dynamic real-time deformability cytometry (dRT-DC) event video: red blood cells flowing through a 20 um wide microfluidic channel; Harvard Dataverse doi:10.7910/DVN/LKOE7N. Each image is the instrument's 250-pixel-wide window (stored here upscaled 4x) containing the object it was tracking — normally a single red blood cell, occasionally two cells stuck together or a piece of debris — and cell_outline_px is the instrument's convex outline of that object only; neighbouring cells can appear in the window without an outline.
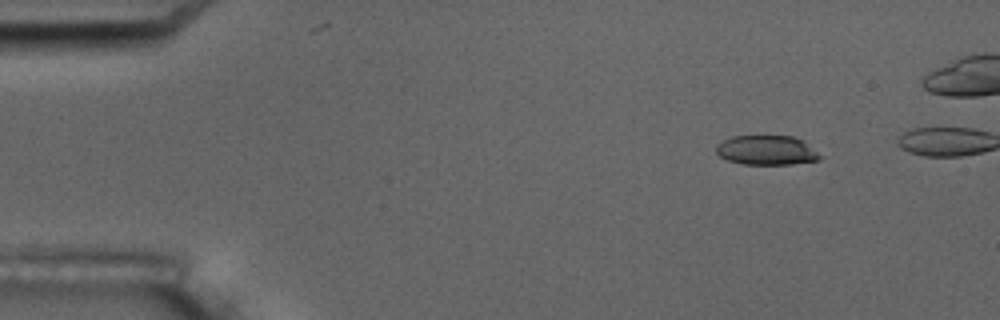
{"species": "common noctule bat (a hibernating species)", "species_latin": "Nyctalus noctula", "temperature_condition": "room temperature", "stored_images_in_passage": 6, "camera_frame_rate_fps": 3000, "um_per_image_px": 0.085, "animal": {"sex": "male", "body_mass_g": 17.5, "forearm_length_mm": 52.3}, "frame": {"image": 1, "passage_image": 2, "time_ms": 1.333, "image_size_px": [1000, 320], "cell_outline_px": [[824, 156], [820, 160], [788, 164], [744, 164], [728, 160], [720, 156], [716, 152], [716, 144], [732, 136], [792, 136], [804, 140]], "centroid_in_image_um": [65.21, 12.76], "position_along_channel_um": 19.8, "area_um2": 17.98}}